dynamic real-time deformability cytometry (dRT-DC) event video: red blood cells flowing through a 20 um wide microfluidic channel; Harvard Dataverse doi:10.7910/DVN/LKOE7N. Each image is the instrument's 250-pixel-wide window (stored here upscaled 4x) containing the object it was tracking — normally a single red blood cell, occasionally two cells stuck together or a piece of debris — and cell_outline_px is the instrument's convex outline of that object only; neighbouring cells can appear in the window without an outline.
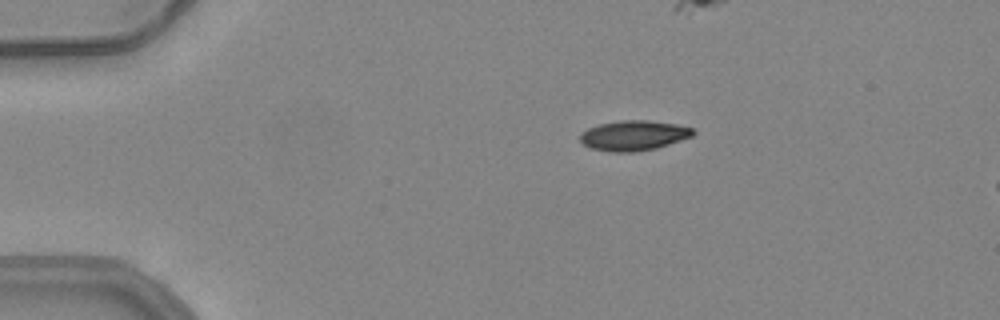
{"species": "common noctule bat (a hibernating species)", "species_latin": "Nyctalus noctula", "temperature_condition": "warm", "stored_images_in_passage": 7, "camera_frame_rate_fps": 3000, "um_per_image_px": 0.085, "animal": {"sex": "female", "body_mass_g": 24.6, "forearm_length_mm": 56.2}, "frame": {"image": 1, "passage_image": 1, "time_ms": 0.0, "image_size_px": [1000, 320], "cell_outline_px": [[696, 132], [692, 136], [656, 148], [636, 152], [608, 152], [592, 148], [584, 144], [580, 140], [580, 132], [588, 128], [600, 124], [620, 120], [648, 120], [676, 124], [692, 128]], "centroid_in_image_um": [53.85, 11.51], "position_along_channel_um": 31.2, "area_um2": 19.77}}